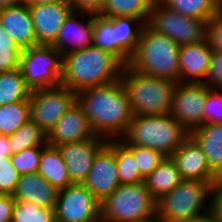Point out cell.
<instances>
[{
    "label": "cell",
    "instance_id": "4",
    "mask_svg": "<svg viewBox=\"0 0 222 222\" xmlns=\"http://www.w3.org/2000/svg\"><path fill=\"white\" fill-rule=\"evenodd\" d=\"M179 47L169 37L145 24L128 65L148 75L180 82Z\"/></svg>",
    "mask_w": 222,
    "mask_h": 222
},
{
    "label": "cell",
    "instance_id": "26",
    "mask_svg": "<svg viewBox=\"0 0 222 222\" xmlns=\"http://www.w3.org/2000/svg\"><path fill=\"white\" fill-rule=\"evenodd\" d=\"M155 0H104L102 10L98 13L103 17H133L148 24L151 9Z\"/></svg>",
    "mask_w": 222,
    "mask_h": 222
},
{
    "label": "cell",
    "instance_id": "31",
    "mask_svg": "<svg viewBox=\"0 0 222 222\" xmlns=\"http://www.w3.org/2000/svg\"><path fill=\"white\" fill-rule=\"evenodd\" d=\"M30 120V105L27 101H20L0 106V135H12Z\"/></svg>",
    "mask_w": 222,
    "mask_h": 222
},
{
    "label": "cell",
    "instance_id": "47",
    "mask_svg": "<svg viewBox=\"0 0 222 222\" xmlns=\"http://www.w3.org/2000/svg\"><path fill=\"white\" fill-rule=\"evenodd\" d=\"M24 0H0V9L8 8L23 3Z\"/></svg>",
    "mask_w": 222,
    "mask_h": 222
},
{
    "label": "cell",
    "instance_id": "2",
    "mask_svg": "<svg viewBox=\"0 0 222 222\" xmlns=\"http://www.w3.org/2000/svg\"><path fill=\"white\" fill-rule=\"evenodd\" d=\"M124 63L112 52L97 46L63 56L62 86L76 93L120 79Z\"/></svg>",
    "mask_w": 222,
    "mask_h": 222
},
{
    "label": "cell",
    "instance_id": "49",
    "mask_svg": "<svg viewBox=\"0 0 222 222\" xmlns=\"http://www.w3.org/2000/svg\"><path fill=\"white\" fill-rule=\"evenodd\" d=\"M94 222H105V221L100 218V219H98V220H96Z\"/></svg>",
    "mask_w": 222,
    "mask_h": 222
},
{
    "label": "cell",
    "instance_id": "25",
    "mask_svg": "<svg viewBox=\"0 0 222 222\" xmlns=\"http://www.w3.org/2000/svg\"><path fill=\"white\" fill-rule=\"evenodd\" d=\"M184 179L175 163L166 157L145 179L144 183L151 195L158 201L171 192Z\"/></svg>",
    "mask_w": 222,
    "mask_h": 222
},
{
    "label": "cell",
    "instance_id": "44",
    "mask_svg": "<svg viewBox=\"0 0 222 222\" xmlns=\"http://www.w3.org/2000/svg\"><path fill=\"white\" fill-rule=\"evenodd\" d=\"M188 222H222V219L211 209L207 213L195 217Z\"/></svg>",
    "mask_w": 222,
    "mask_h": 222
},
{
    "label": "cell",
    "instance_id": "27",
    "mask_svg": "<svg viewBox=\"0 0 222 222\" xmlns=\"http://www.w3.org/2000/svg\"><path fill=\"white\" fill-rule=\"evenodd\" d=\"M178 14L195 19L209 20L222 11L221 0H160Z\"/></svg>",
    "mask_w": 222,
    "mask_h": 222
},
{
    "label": "cell",
    "instance_id": "12",
    "mask_svg": "<svg viewBox=\"0 0 222 222\" xmlns=\"http://www.w3.org/2000/svg\"><path fill=\"white\" fill-rule=\"evenodd\" d=\"M205 83L177 82L172 96L170 115L189 132L203 125Z\"/></svg>",
    "mask_w": 222,
    "mask_h": 222
},
{
    "label": "cell",
    "instance_id": "48",
    "mask_svg": "<svg viewBox=\"0 0 222 222\" xmlns=\"http://www.w3.org/2000/svg\"><path fill=\"white\" fill-rule=\"evenodd\" d=\"M58 1H66V0H24V2L28 5L49 4Z\"/></svg>",
    "mask_w": 222,
    "mask_h": 222
},
{
    "label": "cell",
    "instance_id": "22",
    "mask_svg": "<svg viewBox=\"0 0 222 222\" xmlns=\"http://www.w3.org/2000/svg\"><path fill=\"white\" fill-rule=\"evenodd\" d=\"M190 136L206 155L210 169L222 178V123L203 124Z\"/></svg>",
    "mask_w": 222,
    "mask_h": 222
},
{
    "label": "cell",
    "instance_id": "34",
    "mask_svg": "<svg viewBox=\"0 0 222 222\" xmlns=\"http://www.w3.org/2000/svg\"><path fill=\"white\" fill-rule=\"evenodd\" d=\"M136 160L140 175L145 179L165 158L161 152L148 147L126 145Z\"/></svg>",
    "mask_w": 222,
    "mask_h": 222
},
{
    "label": "cell",
    "instance_id": "8",
    "mask_svg": "<svg viewBox=\"0 0 222 222\" xmlns=\"http://www.w3.org/2000/svg\"><path fill=\"white\" fill-rule=\"evenodd\" d=\"M20 70L31 91L61 86L63 55L53 46L36 45L23 49Z\"/></svg>",
    "mask_w": 222,
    "mask_h": 222
},
{
    "label": "cell",
    "instance_id": "5",
    "mask_svg": "<svg viewBox=\"0 0 222 222\" xmlns=\"http://www.w3.org/2000/svg\"><path fill=\"white\" fill-rule=\"evenodd\" d=\"M120 80L129 97L133 115L170 113L175 82L142 73L125 64Z\"/></svg>",
    "mask_w": 222,
    "mask_h": 222
},
{
    "label": "cell",
    "instance_id": "17",
    "mask_svg": "<svg viewBox=\"0 0 222 222\" xmlns=\"http://www.w3.org/2000/svg\"><path fill=\"white\" fill-rule=\"evenodd\" d=\"M78 14H87V22L79 21ZM85 22V23H84ZM94 13L73 11L64 21L52 45L63 56L67 53L82 50L93 45Z\"/></svg>",
    "mask_w": 222,
    "mask_h": 222
},
{
    "label": "cell",
    "instance_id": "7",
    "mask_svg": "<svg viewBox=\"0 0 222 222\" xmlns=\"http://www.w3.org/2000/svg\"><path fill=\"white\" fill-rule=\"evenodd\" d=\"M213 188L210 182L183 180L157 201L156 222H188L207 213L212 209Z\"/></svg>",
    "mask_w": 222,
    "mask_h": 222
},
{
    "label": "cell",
    "instance_id": "45",
    "mask_svg": "<svg viewBox=\"0 0 222 222\" xmlns=\"http://www.w3.org/2000/svg\"><path fill=\"white\" fill-rule=\"evenodd\" d=\"M10 156H11V149L9 145V136L0 135V158L10 157Z\"/></svg>",
    "mask_w": 222,
    "mask_h": 222
},
{
    "label": "cell",
    "instance_id": "29",
    "mask_svg": "<svg viewBox=\"0 0 222 222\" xmlns=\"http://www.w3.org/2000/svg\"><path fill=\"white\" fill-rule=\"evenodd\" d=\"M11 155L35 146L47 145V134L31 119L9 135Z\"/></svg>",
    "mask_w": 222,
    "mask_h": 222
},
{
    "label": "cell",
    "instance_id": "32",
    "mask_svg": "<svg viewBox=\"0 0 222 222\" xmlns=\"http://www.w3.org/2000/svg\"><path fill=\"white\" fill-rule=\"evenodd\" d=\"M11 222H56L55 208H45L32 202L16 200Z\"/></svg>",
    "mask_w": 222,
    "mask_h": 222
},
{
    "label": "cell",
    "instance_id": "9",
    "mask_svg": "<svg viewBox=\"0 0 222 222\" xmlns=\"http://www.w3.org/2000/svg\"><path fill=\"white\" fill-rule=\"evenodd\" d=\"M207 21L180 15L167 8L160 0H155L148 25L182 46L206 40Z\"/></svg>",
    "mask_w": 222,
    "mask_h": 222
},
{
    "label": "cell",
    "instance_id": "40",
    "mask_svg": "<svg viewBox=\"0 0 222 222\" xmlns=\"http://www.w3.org/2000/svg\"><path fill=\"white\" fill-rule=\"evenodd\" d=\"M205 84L212 90L222 91V53L213 50Z\"/></svg>",
    "mask_w": 222,
    "mask_h": 222
},
{
    "label": "cell",
    "instance_id": "14",
    "mask_svg": "<svg viewBox=\"0 0 222 222\" xmlns=\"http://www.w3.org/2000/svg\"><path fill=\"white\" fill-rule=\"evenodd\" d=\"M36 34V45L52 46L64 21L73 12L69 1L28 5Z\"/></svg>",
    "mask_w": 222,
    "mask_h": 222
},
{
    "label": "cell",
    "instance_id": "41",
    "mask_svg": "<svg viewBox=\"0 0 222 222\" xmlns=\"http://www.w3.org/2000/svg\"><path fill=\"white\" fill-rule=\"evenodd\" d=\"M73 8V11L77 12H90L98 14L104 5V0H68Z\"/></svg>",
    "mask_w": 222,
    "mask_h": 222
},
{
    "label": "cell",
    "instance_id": "21",
    "mask_svg": "<svg viewBox=\"0 0 222 222\" xmlns=\"http://www.w3.org/2000/svg\"><path fill=\"white\" fill-rule=\"evenodd\" d=\"M58 190L38 172L20 176L14 191L16 200L35 203L45 208H55Z\"/></svg>",
    "mask_w": 222,
    "mask_h": 222
},
{
    "label": "cell",
    "instance_id": "33",
    "mask_svg": "<svg viewBox=\"0 0 222 222\" xmlns=\"http://www.w3.org/2000/svg\"><path fill=\"white\" fill-rule=\"evenodd\" d=\"M93 45L116 55V30L112 26V17L94 14Z\"/></svg>",
    "mask_w": 222,
    "mask_h": 222
},
{
    "label": "cell",
    "instance_id": "10",
    "mask_svg": "<svg viewBox=\"0 0 222 222\" xmlns=\"http://www.w3.org/2000/svg\"><path fill=\"white\" fill-rule=\"evenodd\" d=\"M76 92L57 86L32 90L29 98L30 119L46 134L74 104Z\"/></svg>",
    "mask_w": 222,
    "mask_h": 222
},
{
    "label": "cell",
    "instance_id": "1",
    "mask_svg": "<svg viewBox=\"0 0 222 222\" xmlns=\"http://www.w3.org/2000/svg\"><path fill=\"white\" fill-rule=\"evenodd\" d=\"M74 104L88 118L95 135L107 140L120 139L133 119L129 97L120 79L76 93Z\"/></svg>",
    "mask_w": 222,
    "mask_h": 222
},
{
    "label": "cell",
    "instance_id": "30",
    "mask_svg": "<svg viewBox=\"0 0 222 222\" xmlns=\"http://www.w3.org/2000/svg\"><path fill=\"white\" fill-rule=\"evenodd\" d=\"M114 154L120 184H138L144 182L134 159L133 152L120 139H114Z\"/></svg>",
    "mask_w": 222,
    "mask_h": 222
},
{
    "label": "cell",
    "instance_id": "46",
    "mask_svg": "<svg viewBox=\"0 0 222 222\" xmlns=\"http://www.w3.org/2000/svg\"><path fill=\"white\" fill-rule=\"evenodd\" d=\"M0 44H16L11 35L3 28L0 22Z\"/></svg>",
    "mask_w": 222,
    "mask_h": 222
},
{
    "label": "cell",
    "instance_id": "19",
    "mask_svg": "<svg viewBox=\"0 0 222 222\" xmlns=\"http://www.w3.org/2000/svg\"><path fill=\"white\" fill-rule=\"evenodd\" d=\"M213 50L206 40L179 47L181 83H205Z\"/></svg>",
    "mask_w": 222,
    "mask_h": 222
},
{
    "label": "cell",
    "instance_id": "37",
    "mask_svg": "<svg viewBox=\"0 0 222 222\" xmlns=\"http://www.w3.org/2000/svg\"><path fill=\"white\" fill-rule=\"evenodd\" d=\"M20 176L10 157L0 158V194L13 195Z\"/></svg>",
    "mask_w": 222,
    "mask_h": 222
},
{
    "label": "cell",
    "instance_id": "35",
    "mask_svg": "<svg viewBox=\"0 0 222 222\" xmlns=\"http://www.w3.org/2000/svg\"><path fill=\"white\" fill-rule=\"evenodd\" d=\"M44 147L45 146L30 147L10 156L11 163L20 175L38 171L40 155Z\"/></svg>",
    "mask_w": 222,
    "mask_h": 222
},
{
    "label": "cell",
    "instance_id": "43",
    "mask_svg": "<svg viewBox=\"0 0 222 222\" xmlns=\"http://www.w3.org/2000/svg\"><path fill=\"white\" fill-rule=\"evenodd\" d=\"M212 210L222 219V178L215 183L212 191Z\"/></svg>",
    "mask_w": 222,
    "mask_h": 222
},
{
    "label": "cell",
    "instance_id": "38",
    "mask_svg": "<svg viewBox=\"0 0 222 222\" xmlns=\"http://www.w3.org/2000/svg\"><path fill=\"white\" fill-rule=\"evenodd\" d=\"M21 53L16 44H0V72L20 68Z\"/></svg>",
    "mask_w": 222,
    "mask_h": 222
},
{
    "label": "cell",
    "instance_id": "20",
    "mask_svg": "<svg viewBox=\"0 0 222 222\" xmlns=\"http://www.w3.org/2000/svg\"><path fill=\"white\" fill-rule=\"evenodd\" d=\"M0 22L22 50L36 46V34L28 4L0 9Z\"/></svg>",
    "mask_w": 222,
    "mask_h": 222
},
{
    "label": "cell",
    "instance_id": "6",
    "mask_svg": "<svg viewBox=\"0 0 222 222\" xmlns=\"http://www.w3.org/2000/svg\"><path fill=\"white\" fill-rule=\"evenodd\" d=\"M100 205L105 222H156L157 200L144 182L120 184Z\"/></svg>",
    "mask_w": 222,
    "mask_h": 222
},
{
    "label": "cell",
    "instance_id": "18",
    "mask_svg": "<svg viewBox=\"0 0 222 222\" xmlns=\"http://www.w3.org/2000/svg\"><path fill=\"white\" fill-rule=\"evenodd\" d=\"M95 136L88 118L73 104L48 132L47 145L56 147L81 142Z\"/></svg>",
    "mask_w": 222,
    "mask_h": 222
},
{
    "label": "cell",
    "instance_id": "28",
    "mask_svg": "<svg viewBox=\"0 0 222 222\" xmlns=\"http://www.w3.org/2000/svg\"><path fill=\"white\" fill-rule=\"evenodd\" d=\"M31 89L26 85L20 68L0 72V106L30 98Z\"/></svg>",
    "mask_w": 222,
    "mask_h": 222
},
{
    "label": "cell",
    "instance_id": "23",
    "mask_svg": "<svg viewBox=\"0 0 222 222\" xmlns=\"http://www.w3.org/2000/svg\"><path fill=\"white\" fill-rule=\"evenodd\" d=\"M145 24L138 18L112 17V26L116 30V56L128 64L135 53Z\"/></svg>",
    "mask_w": 222,
    "mask_h": 222
},
{
    "label": "cell",
    "instance_id": "42",
    "mask_svg": "<svg viewBox=\"0 0 222 222\" xmlns=\"http://www.w3.org/2000/svg\"><path fill=\"white\" fill-rule=\"evenodd\" d=\"M16 199L10 194H0V222H11Z\"/></svg>",
    "mask_w": 222,
    "mask_h": 222
},
{
    "label": "cell",
    "instance_id": "13",
    "mask_svg": "<svg viewBox=\"0 0 222 222\" xmlns=\"http://www.w3.org/2000/svg\"><path fill=\"white\" fill-rule=\"evenodd\" d=\"M82 184L100 202L120 185L113 139L107 140V143L98 151Z\"/></svg>",
    "mask_w": 222,
    "mask_h": 222
},
{
    "label": "cell",
    "instance_id": "16",
    "mask_svg": "<svg viewBox=\"0 0 222 222\" xmlns=\"http://www.w3.org/2000/svg\"><path fill=\"white\" fill-rule=\"evenodd\" d=\"M170 158L184 180L205 181L214 186L220 179L210 169L206 155L191 136L180 145Z\"/></svg>",
    "mask_w": 222,
    "mask_h": 222
},
{
    "label": "cell",
    "instance_id": "36",
    "mask_svg": "<svg viewBox=\"0 0 222 222\" xmlns=\"http://www.w3.org/2000/svg\"><path fill=\"white\" fill-rule=\"evenodd\" d=\"M222 123V91L212 90L206 85L203 124Z\"/></svg>",
    "mask_w": 222,
    "mask_h": 222
},
{
    "label": "cell",
    "instance_id": "11",
    "mask_svg": "<svg viewBox=\"0 0 222 222\" xmlns=\"http://www.w3.org/2000/svg\"><path fill=\"white\" fill-rule=\"evenodd\" d=\"M100 218V201L83 184L73 183L58 191L56 222H94Z\"/></svg>",
    "mask_w": 222,
    "mask_h": 222
},
{
    "label": "cell",
    "instance_id": "3",
    "mask_svg": "<svg viewBox=\"0 0 222 222\" xmlns=\"http://www.w3.org/2000/svg\"><path fill=\"white\" fill-rule=\"evenodd\" d=\"M189 136L190 132L167 113L133 115L120 140L125 145L148 147L170 157Z\"/></svg>",
    "mask_w": 222,
    "mask_h": 222
},
{
    "label": "cell",
    "instance_id": "39",
    "mask_svg": "<svg viewBox=\"0 0 222 222\" xmlns=\"http://www.w3.org/2000/svg\"><path fill=\"white\" fill-rule=\"evenodd\" d=\"M206 41L212 50L222 53V11L207 21Z\"/></svg>",
    "mask_w": 222,
    "mask_h": 222
},
{
    "label": "cell",
    "instance_id": "15",
    "mask_svg": "<svg viewBox=\"0 0 222 222\" xmlns=\"http://www.w3.org/2000/svg\"><path fill=\"white\" fill-rule=\"evenodd\" d=\"M107 143V139L95 136L81 142L56 146L66 164L72 183L82 184L91 169L94 157Z\"/></svg>",
    "mask_w": 222,
    "mask_h": 222
},
{
    "label": "cell",
    "instance_id": "24",
    "mask_svg": "<svg viewBox=\"0 0 222 222\" xmlns=\"http://www.w3.org/2000/svg\"><path fill=\"white\" fill-rule=\"evenodd\" d=\"M37 172L58 191L73 184L57 147L46 145L42 149Z\"/></svg>",
    "mask_w": 222,
    "mask_h": 222
}]
</instances>
